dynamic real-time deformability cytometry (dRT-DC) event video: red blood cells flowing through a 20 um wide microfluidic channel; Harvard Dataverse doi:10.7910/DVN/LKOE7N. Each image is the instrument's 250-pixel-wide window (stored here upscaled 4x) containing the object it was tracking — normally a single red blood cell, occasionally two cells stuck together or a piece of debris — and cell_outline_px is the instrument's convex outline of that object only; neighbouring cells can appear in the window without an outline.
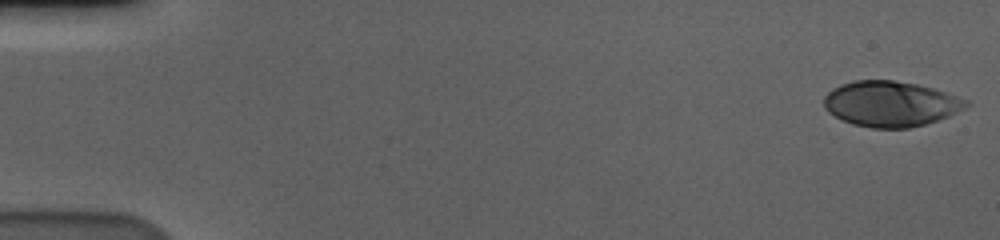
{"species": "human", "species_latin": "Homo sapiens", "temperature_condition": "cold", "stored_images_in_passage": 57, "camera_frame_rate_fps": 3000, "um_per_image_px": 0.085, "donor": {"sex": "male"}, "frame": {"image": 1, "passage_image": 1, "time_ms": 0.0, "image_size_px": [1000, 240], "cell_outline_px": [[968, 104], [964, 108], [948, 116], [924, 124], [908, 128], [872, 128], [852, 124], [828, 112], [824, 108], [824, 96], [832, 88], [840, 84], [852, 80], [892, 80], [916, 84], [932, 88], [968, 100]], "centroid_in_image_um": [75.65, 8.82], "position_along_channel_um": 9.4, "area_um2": 37.4}}
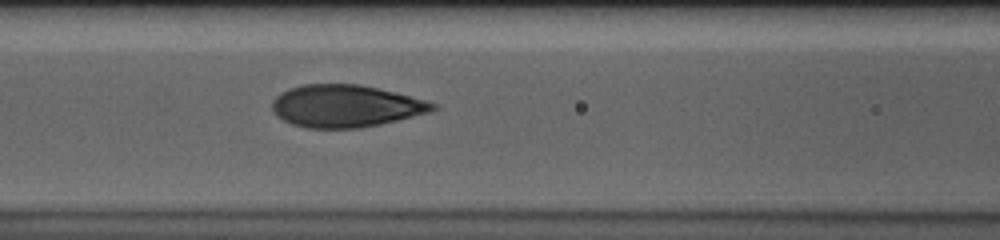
{"frame": {"image": 2, "passage_image": 25, "time_ms": 8.0, "image_size_px": [1000, 240], "cell_outline_px": [[440, 104], [436, 108], [428, 112], [380, 124], [360, 128], [308, 128], [292, 124], [276, 116], [272, 108], [272, 100], [280, 92], [288, 88], [304, 84], [360, 84], [428, 100]], "centroid_in_image_um": [29.36, 9.0], "position_along_channel_um": 137.2, "area_um2": 39.59}}
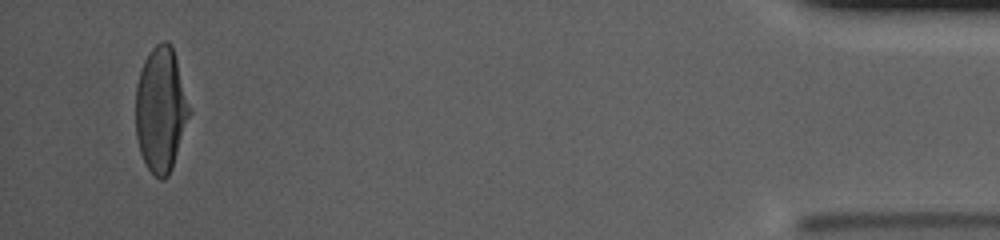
{"frame": {"image": 3, "passage_image": 55, "time_ms": 18.0, "image_size_px": [1000, 240], "cell_outline_px": [[192, 112], [172, 168], [168, 176], [164, 180], [160, 180], [148, 168], [140, 152], [136, 136], [136, 84], [144, 60], [148, 52], [160, 40], [168, 40], [172, 44]], "centroid_in_image_um": [13.69, 9.29], "position_along_channel_um": 421.5, "area_um2": 39.48}, "authors_computed_cell_mechanics": {"area_um2": 39.4774, "velocity_mm_per_s": 3.5909, "shape_relaxation_time_tau1_ms": 5.3027, "shape_relaxation_time_tau2_ms": null, "deformation_change_tau1": 0.228, "deformation_change_tau2": null}}